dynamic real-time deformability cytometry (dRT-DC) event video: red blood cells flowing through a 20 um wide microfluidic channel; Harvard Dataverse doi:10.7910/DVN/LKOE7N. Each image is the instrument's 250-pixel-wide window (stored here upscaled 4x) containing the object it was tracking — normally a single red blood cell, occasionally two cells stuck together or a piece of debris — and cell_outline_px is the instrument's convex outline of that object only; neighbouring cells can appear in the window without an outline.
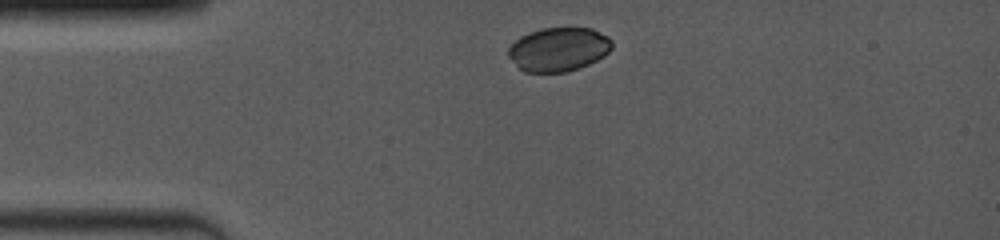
{"species": "common noctule bat (a hibernating species)", "species_latin": "Nyctalus noctula", "temperature_condition": "room temperature", "stored_images_in_passage": 6, "camera_frame_rate_fps": 4000, "um_per_image_px": 0.085, "animal": {"sex": "female", "body_mass_g": 19.0, "forearm_length_mm": 53.3}, "frame": {"image": 1, "passage_image": 1, "time_ms": 0.0, "image_size_px": [1000, 240], "cell_outline_px": [[612, 48], [604, 56], [588, 64], [564, 72], [524, 72], [508, 56], [508, 48], [520, 36], [528, 32], [544, 28], [592, 28], [608, 36], [612, 40]], "centroid_in_image_um": [47.48, 4.18], "position_along_channel_um": 37.5, "area_um2": 26.36}}
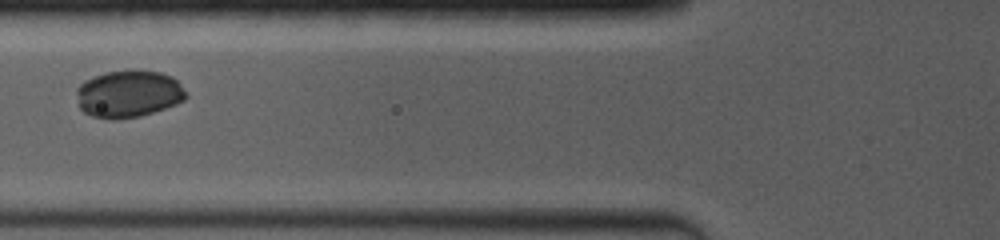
{"frame": {"image": 2, "passage_image": 4, "time_ms": 2.75, "image_size_px": [1000, 240], "cell_outline_px": [[188, 96], [184, 100], [176, 104], [140, 116], [116, 120], [108, 120], [92, 116], [84, 112], [80, 108], [76, 92], [76, 88], [84, 80], [92, 76], [104, 72], [128, 68], [132, 68], [160, 72], [172, 76], [180, 84]], "centroid_in_image_um": [10.9, 7.95], "position_along_channel_um": 114.9, "area_um2": 30.75}}
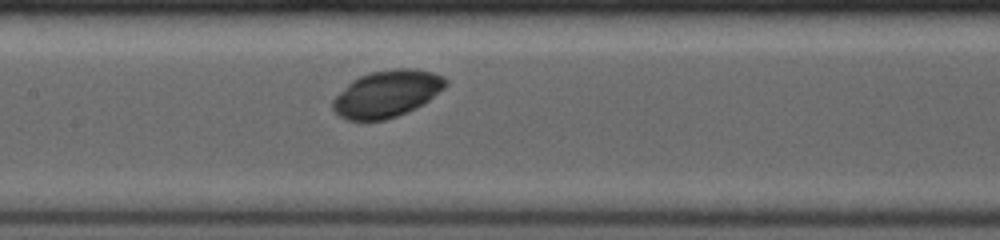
{"frame": {"image": 3, "passage_image": 6, "time_ms": 4.25, "image_size_px": [1000, 240], "cell_outline_px": [[448, 84], [444, 88], [424, 104], [396, 116], [384, 120], [348, 120], [340, 116], [332, 108], [332, 100], [352, 80], [368, 72], [396, 68], [412, 68], [432, 72], [444, 76], [448, 80]], "centroid_in_image_um": [32.91, 7.95], "position_along_channel_um": 174.5, "area_um2": 30.75}}